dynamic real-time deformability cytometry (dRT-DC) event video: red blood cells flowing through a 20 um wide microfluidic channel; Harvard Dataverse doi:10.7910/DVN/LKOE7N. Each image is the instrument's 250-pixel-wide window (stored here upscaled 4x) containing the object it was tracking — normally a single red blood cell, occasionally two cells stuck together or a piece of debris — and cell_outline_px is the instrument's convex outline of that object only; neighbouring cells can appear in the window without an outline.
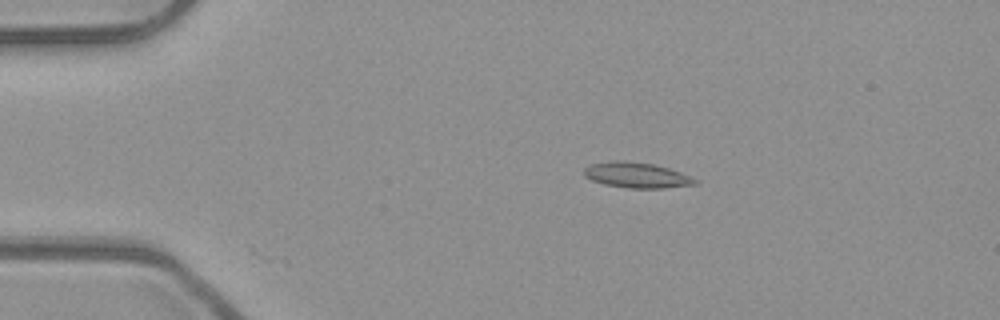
{"species": "common noctule bat (a hibernating species)", "species_latin": "Nyctalus noctula", "temperature_condition": "room temperature", "stored_images_in_passage": 11, "camera_frame_rate_fps": 3000, "um_per_image_px": 0.085, "animal": {"sex": "male", "body_mass_g": 23.1, "forearm_length_mm": 52.7}, "frame": {"image": 1, "passage_image": 11, "time_ms": 3.333, "image_size_px": [1000, 320], "cell_outline_px": [[700, 180], [696, 184], [664, 188], [628, 188], [604, 184], [592, 180], [584, 176], [584, 168], [592, 164], [612, 160], [624, 160], [652, 164], [668, 168], [680, 172]], "centroid_in_image_um": [54.12, 14.88], "position_along_channel_um": 30.9, "area_um2": 16.47}}